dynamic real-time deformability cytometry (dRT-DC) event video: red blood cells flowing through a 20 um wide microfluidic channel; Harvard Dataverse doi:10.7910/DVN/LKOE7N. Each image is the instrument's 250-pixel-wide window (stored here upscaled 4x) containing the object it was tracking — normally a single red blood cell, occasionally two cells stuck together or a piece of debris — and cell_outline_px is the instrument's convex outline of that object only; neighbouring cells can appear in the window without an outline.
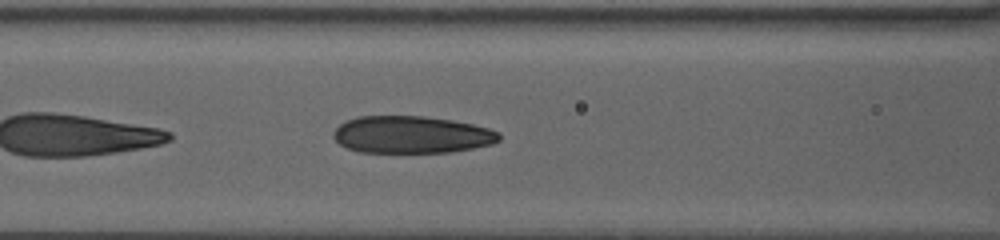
{"species": "human", "species_latin": "Homo sapiens", "temperature_condition": "warm", "stored_images_in_passage": 38, "camera_frame_rate_fps": 3000, "um_per_image_px": 0.085, "donor": {"sex": "female"}, "frame": {"image": 1, "passage_image": 12, "time_ms": 5.333, "image_size_px": [1000, 240], "cell_outline_px": [[500, 140], [492, 144], [452, 152], [360, 152], [348, 148], [340, 144], [332, 136], [332, 132], [344, 120], [356, 116], [424, 116], [452, 120], [472, 124], [488, 128], [500, 132]], "centroid_in_image_um": [34.96, 11.44], "position_along_channel_um": 131.6, "area_um2": 36.07}}
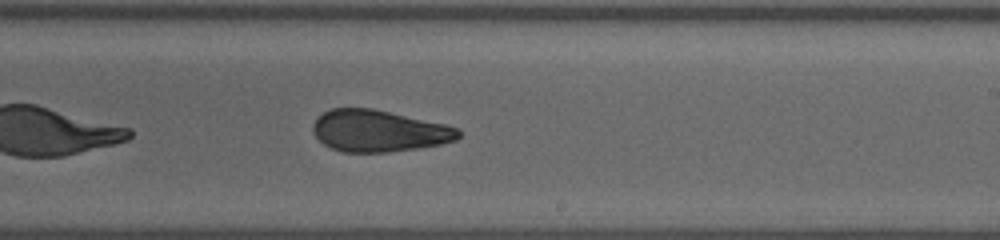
{"frame": {"image": 2, "passage_image": 24, "time_ms": 9.333, "image_size_px": [1000, 240], "cell_outline_px": [[460, 136], [456, 140], [440, 144], [416, 148], [388, 152], [344, 152], [332, 148], [324, 144], [316, 136], [312, 128], [312, 124], [324, 112], [332, 108], [372, 108], [444, 124], [460, 128]], "centroid_in_image_um": [32.2, 11.13], "position_along_channel_um": 256.8, "area_um2": 35.03}}
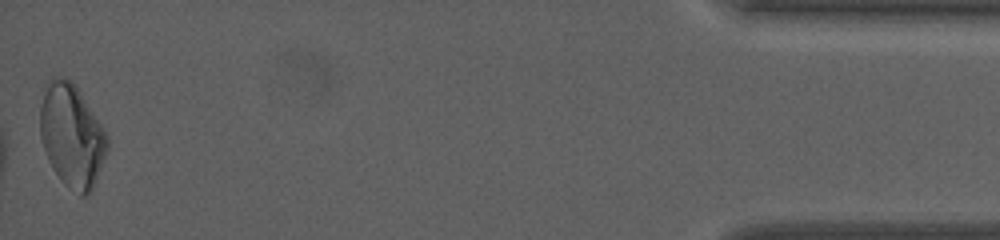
{"frame": {"image": 3, "passage_image": 38, "time_ms": 17.333, "image_size_px": [1000, 240], "cell_outline_px": [[108, 148], [92, 192], [88, 196], [80, 196], [68, 188], [60, 180], [52, 168], [48, 160], [40, 136], [40, 108], [44, 92], [52, 76], [64, 76], [72, 80], [108, 136]], "centroid_in_image_um": [6.1, 11.57], "position_along_channel_um": 429.1, "area_um2": 40.29}, "authors_computed_cell_mechanics": {"area_um2": 36.2117, "velocity_mm_per_s": 3.1332, "shape_relaxation_time_tau1_ms": null, "shape_relaxation_time_tau2_ms": 1.7623, "deformation_change_tau1": null, "deformation_change_tau2": 0.0723}}